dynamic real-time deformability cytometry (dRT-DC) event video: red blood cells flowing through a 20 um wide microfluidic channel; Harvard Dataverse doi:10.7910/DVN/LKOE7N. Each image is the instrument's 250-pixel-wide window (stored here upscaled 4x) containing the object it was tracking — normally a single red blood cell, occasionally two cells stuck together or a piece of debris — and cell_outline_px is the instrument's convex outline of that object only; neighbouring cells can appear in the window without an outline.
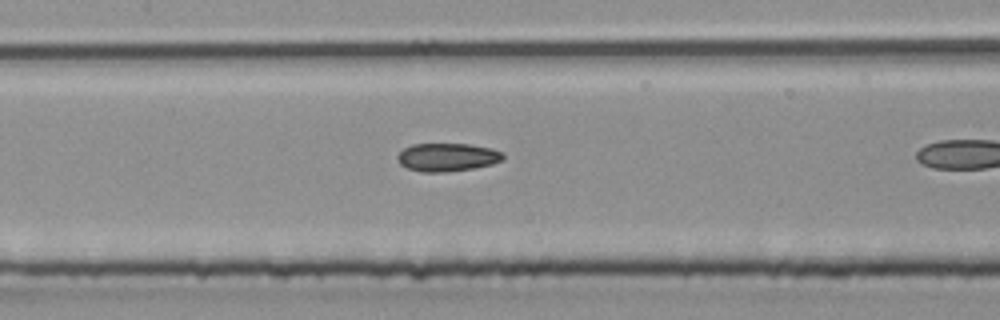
{"species": "common noctule bat (a hibernating species)", "species_latin": "Nyctalus noctula", "temperature_condition": "room temperature", "stored_images_in_passage": 27, "camera_frame_rate_fps": 3000, "um_per_image_px": 0.085, "animal": {"sex": "male", "body_mass_g": 20.4}, "frame": {"image": 1, "passage_image": 20, "time_ms": 6.333, "image_size_px": [1000, 320], "cell_outline_px": [[504, 160], [492, 164], [476, 168], [448, 172], [420, 172], [408, 168], [400, 164], [396, 160], [396, 156], [404, 148], [412, 144], [468, 144], [488, 148], [504, 152]], "centroid_in_image_um": [38.02, 13.37], "position_along_channel_um": 169.4, "area_um2": 17.51}}
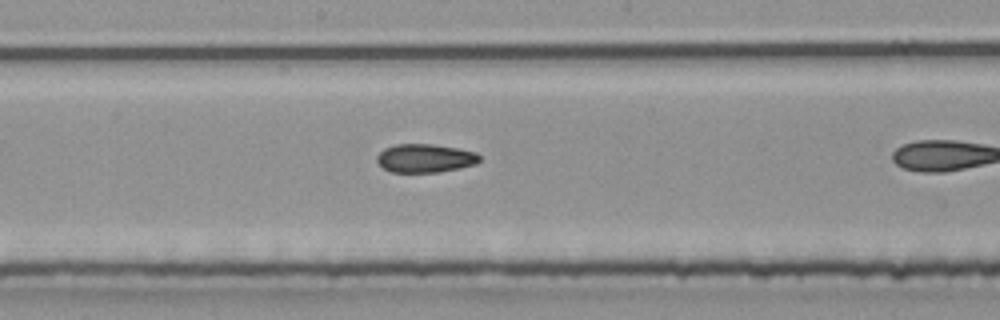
{"frame": {"image": 2, "passage_image": 23, "time_ms": 7.333, "image_size_px": [1000, 320], "cell_outline_px": [[480, 160], [476, 164], [460, 168], [440, 172], [392, 172], [384, 168], [376, 160], [376, 156], [384, 148], [396, 144], [432, 144], [460, 148], [476, 152], [480, 156]], "centroid_in_image_um": [36.15, 13.44], "position_along_channel_um": 212.0, "area_um2": 17.17}}